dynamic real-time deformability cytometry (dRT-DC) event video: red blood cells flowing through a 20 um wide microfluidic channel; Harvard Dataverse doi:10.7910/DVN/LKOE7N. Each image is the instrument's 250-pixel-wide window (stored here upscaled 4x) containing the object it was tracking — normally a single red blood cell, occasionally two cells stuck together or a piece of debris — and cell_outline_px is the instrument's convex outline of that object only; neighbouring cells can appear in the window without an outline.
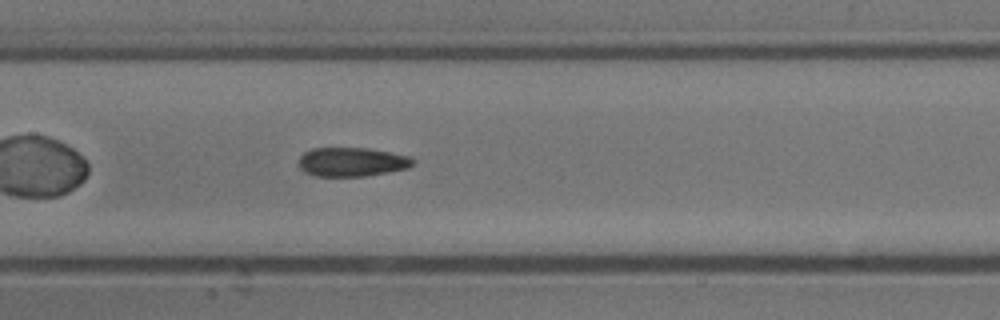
{"species": "common noctule bat (a hibernating species)", "species_latin": "Nyctalus noctula", "temperature_condition": "cold", "stored_images_in_passage": 7, "camera_frame_rate_fps": 3000, "um_per_image_px": 0.085, "animal": {"sex": "male", "body_mass_g": 13.3}, "frame": {"image": 1, "passage_image": 7, "time_ms": 2.0, "image_size_px": [1000, 320], "cell_outline_px": [[416, 160], [408, 168], [388, 172], [364, 176], [312, 176], [304, 172], [300, 168], [300, 156], [304, 152], [312, 148], [368, 148], [412, 156]], "centroid_in_image_um": [29.92, 13.76], "position_along_channel_um": 177.5, "area_um2": 19.42}}